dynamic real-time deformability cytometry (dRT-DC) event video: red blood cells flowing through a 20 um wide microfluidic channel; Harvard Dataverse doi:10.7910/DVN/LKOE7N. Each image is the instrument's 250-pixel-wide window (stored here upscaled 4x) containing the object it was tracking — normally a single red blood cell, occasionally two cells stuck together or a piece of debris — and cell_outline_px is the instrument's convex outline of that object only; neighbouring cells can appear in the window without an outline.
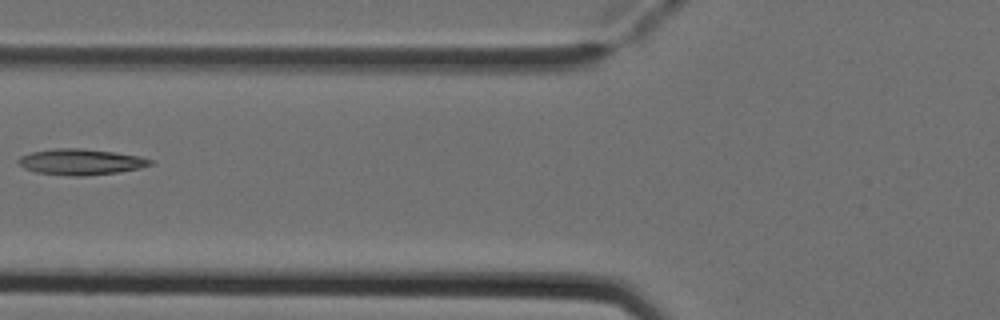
{"species": "Egyptian fruit bat (a non-hibernating species)", "species_latin": "Rousettus aegyptiacus", "temperature_condition": "cold", "stored_images_in_passage": 7, "camera_frame_rate_fps": 3000, "um_per_image_px": 0.085, "animal": {"sex": "female"}, "frame": {"image": 1, "passage_image": 6, "time_ms": 1.667, "image_size_px": [1000, 320], "cell_outline_px": [[152, 164], [140, 168], [120, 172], [84, 176], [72, 176], [36, 172], [24, 168], [16, 160], [20, 156], [32, 152], [56, 148], [80, 148], [112, 152], [140, 156], [152, 160]], "centroid_in_image_um": [6.86, 13.76], "position_along_channel_um": 118.9, "area_um2": 19.83}}
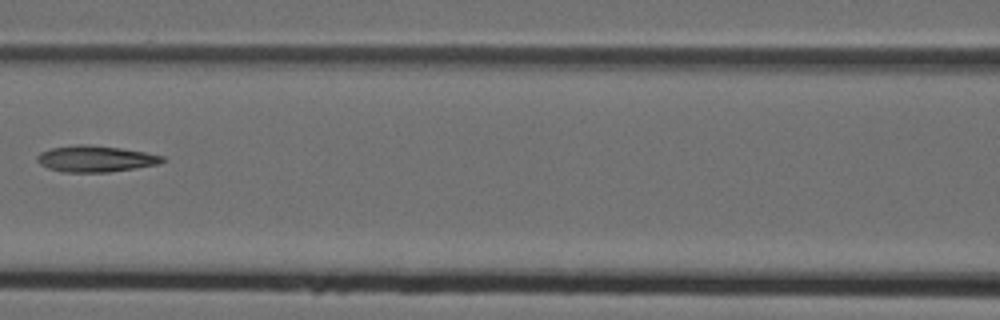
{"frame": {"image": 2, "passage_image": 7, "time_ms": 2.0, "image_size_px": [1000, 320], "cell_outline_px": [[164, 160], [156, 164], [136, 168], [108, 172], [64, 172], [48, 168], [40, 164], [36, 160], [36, 156], [40, 152], [52, 148], [76, 144], [88, 144], [120, 148], [144, 152], [164, 156]], "centroid_in_image_um": [8.07, 13.49], "position_along_channel_um": 158.5, "area_um2": 19.07}}